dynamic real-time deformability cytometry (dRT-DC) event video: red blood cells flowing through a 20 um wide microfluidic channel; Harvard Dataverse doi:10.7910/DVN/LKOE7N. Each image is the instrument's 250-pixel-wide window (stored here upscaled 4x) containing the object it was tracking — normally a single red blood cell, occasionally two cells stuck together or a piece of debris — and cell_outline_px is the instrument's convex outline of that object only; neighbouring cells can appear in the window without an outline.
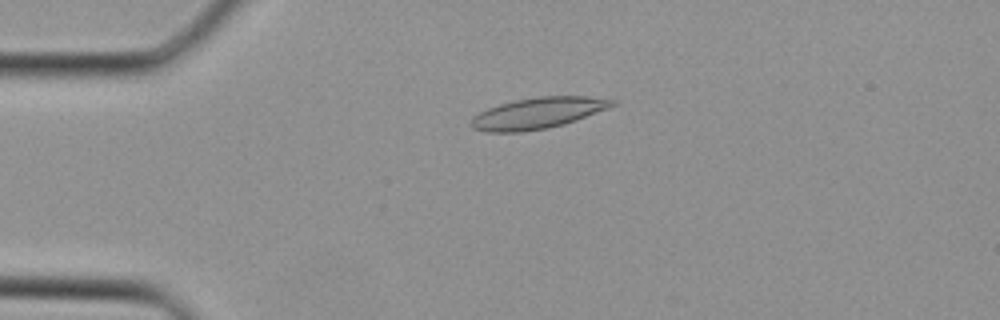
{"species": "Egyptian fruit bat (a non-hibernating species)", "species_latin": "Rousettus aegyptiacus", "temperature_condition": "cold", "stored_images_in_passage": 38, "camera_frame_rate_fps": 3000, "um_per_image_px": 0.085, "animal": {"sex": "female"}, "frame": {"image": 1, "passage_image": 9, "time_ms": 2.667, "image_size_px": [1000, 320], "cell_outline_px": [[616, 104], [608, 108], [576, 120], [564, 124], [548, 128], [524, 132], [484, 132], [472, 128], [468, 124], [472, 116], [488, 108], [512, 100], [540, 96], [588, 96], [616, 100]], "centroid_in_image_um": [45.67, 9.62], "position_along_channel_um": 39.3, "area_um2": 25.84}}
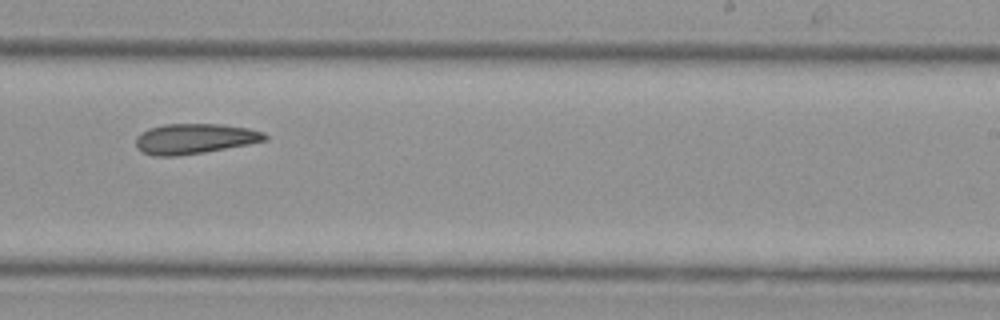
{"frame": {"image": 2, "passage_image": 24, "time_ms": 7.667, "image_size_px": [1000, 320], "cell_outline_px": [[268, 140], [248, 144], [204, 152], [180, 156], [152, 156], [136, 148], [136, 136], [140, 132], [148, 128], [164, 124], [220, 124], [248, 128], [264, 132], [268, 136]], "centroid_in_image_um": [16.52, 11.79], "position_along_channel_um": 272.5, "area_um2": 22.89}}
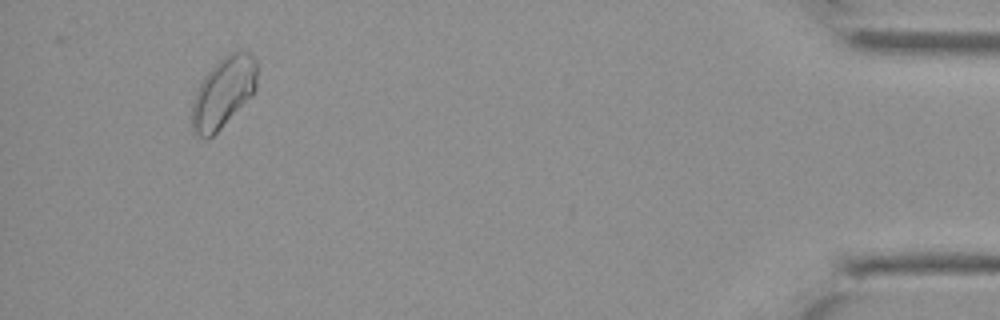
{"frame": {"image": 3, "passage_image": 36, "time_ms": 11.667, "image_size_px": [1000, 320], "cell_outline_px": [[256, 88], [220, 128], [208, 140], [204, 140], [192, 128], [192, 104], [196, 92], [204, 76], [228, 52], [248, 52], [256, 60]], "centroid_in_image_um": [18.96, 7.85], "position_along_channel_um": 416.2, "area_um2": 25.84}}